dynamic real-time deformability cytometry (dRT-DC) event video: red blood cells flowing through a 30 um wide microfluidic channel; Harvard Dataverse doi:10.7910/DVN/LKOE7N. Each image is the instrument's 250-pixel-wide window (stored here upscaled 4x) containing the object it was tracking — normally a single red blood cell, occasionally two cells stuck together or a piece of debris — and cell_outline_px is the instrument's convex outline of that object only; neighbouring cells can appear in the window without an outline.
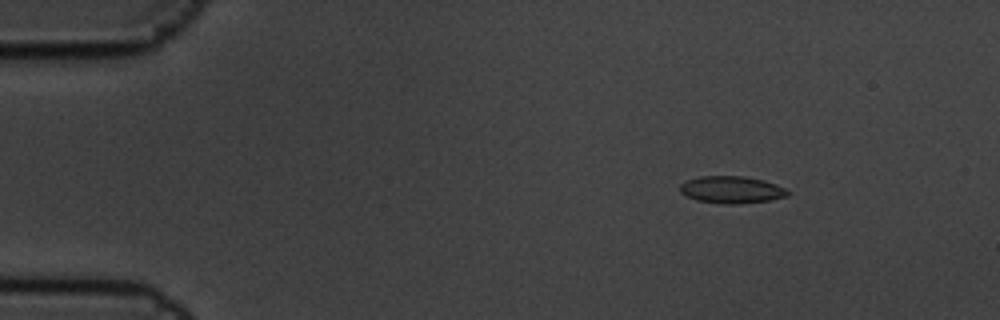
{"species": "common noctule bat (a hibernating species)", "species_latin": "Nyctalus noctula", "temperature_condition": "cold", "stored_images_in_passage": 6, "segment_of_instrument_passage": [1, 2], "camera_frame_rate_fps": 3000, "um_per_image_px": 0.085, "animal": {"sex": "male", "body_mass_g": 19.5, "forearm_length_mm": 54.6}, "frame": {"image": 1, "passage_image": 3, "time_ms": 0.667, "image_size_px": [1000, 320], "cell_outline_px": [[788, 196], [768, 200], [736, 204], [724, 204], [696, 200], [680, 192], [680, 184], [688, 180], [700, 176], [744, 176], [764, 180], [776, 184], [784, 188], [788, 192]], "centroid_in_image_um": [62.17, 16.12], "position_along_channel_um": 22.8, "area_um2": 16.88}}